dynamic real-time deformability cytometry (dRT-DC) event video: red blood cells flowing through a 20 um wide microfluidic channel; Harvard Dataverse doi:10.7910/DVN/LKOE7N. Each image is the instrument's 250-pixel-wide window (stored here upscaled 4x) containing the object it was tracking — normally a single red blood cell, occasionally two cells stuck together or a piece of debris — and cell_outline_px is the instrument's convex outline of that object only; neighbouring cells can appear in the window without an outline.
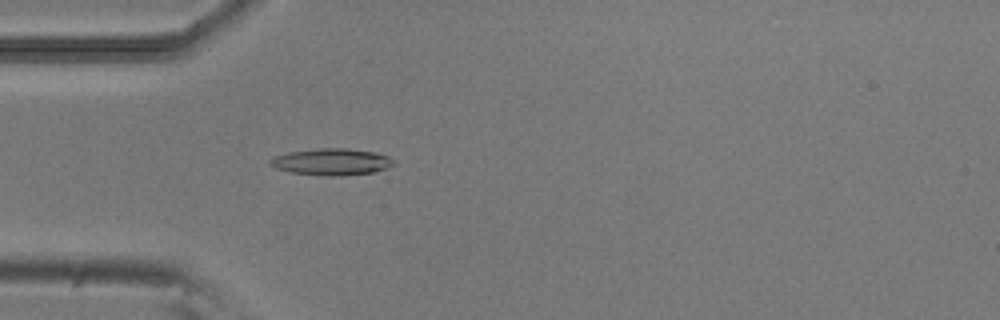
{"species": "common noctule bat (a hibernating species)", "species_latin": "Nyctalus noctula", "temperature_condition": "room temperature", "stored_images_in_passage": 50, "camera_frame_rate_fps": 3000, "um_per_image_px": 0.085, "animal": {"sex": "male", "body_mass_g": 20.5, "forearm_length_mm": 52.5}, "frame": {"image": 1, "passage_image": 13, "time_ms": 4.0, "image_size_px": [1000, 320], "cell_outline_px": [[396, 164], [388, 168], [372, 172], [340, 176], [320, 176], [292, 172], [276, 168], [268, 164], [268, 160], [276, 156], [288, 152], [320, 148], [344, 148], [376, 152], [388, 156], [396, 160]], "centroid_in_image_um": [28.21, 13.76], "position_along_channel_um": 56.8, "area_um2": 19.36}}
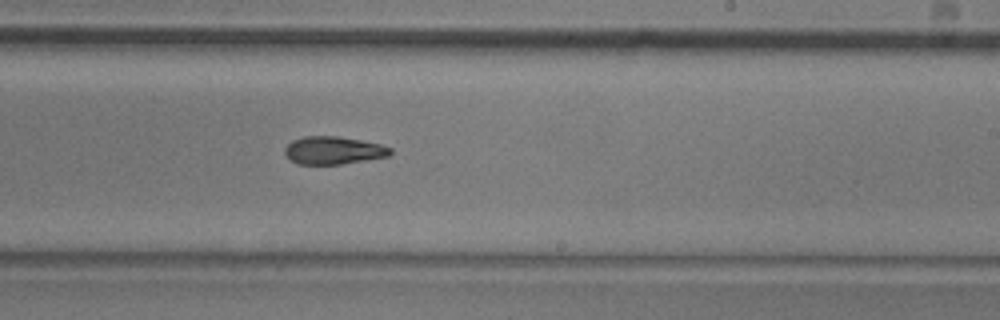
{"frame": {"image": 2, "passage_image": 29, "time_ms": 9.333, "image_size_px": [1000, 320], "cell_outline_px": [[392, 152], [388, 156], [340, 164], [296, 164], [284, 152], [284, 148], [292, 140], [304, 136], [340, 136], [380, 144], [392, 148]], "centroid_in_image_um": [28.33, 12.77], "position_along_channel_um": 260.7, "area_um2": 16.99}}
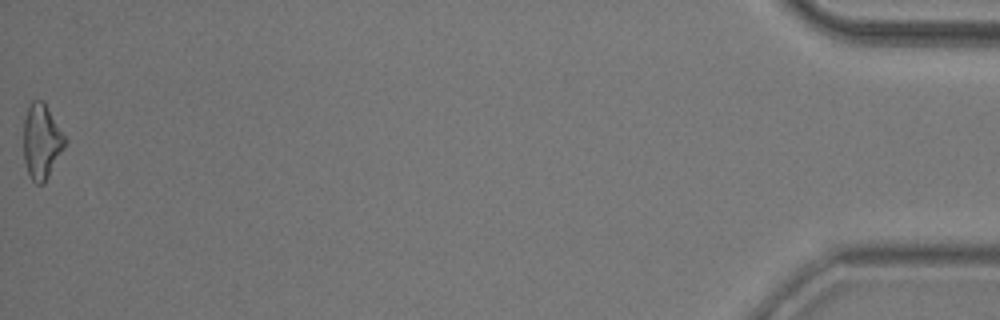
{"frame": {"image": 3, "passage_image": 50, "time_ms": 16.333, "image_size_px": [1000, 320], "cell_outline_px": [[68, 140], [64, 148], [44, 184], [36, 184], [32, 180], [28, 172], [24, 160], [24, 120], [28, 108], [32, 100], [44, 100]], "centroid_in_image_um": [3.55, 12.01], "position_along_channel_um": 431.6, "area_um2": 18.15}, "authors_computed_cell_mechanics": {"area_um2": 17.3111, "velocity_mm_per_s": 3.872, "shape_relaxation_time_tau1_ms": 5.2551, "shape_relaxation_time_tau2_ms": 9.3921, "deformation_change_tau1": 0.1452, "deformation_change_tau2": 0.2132}}